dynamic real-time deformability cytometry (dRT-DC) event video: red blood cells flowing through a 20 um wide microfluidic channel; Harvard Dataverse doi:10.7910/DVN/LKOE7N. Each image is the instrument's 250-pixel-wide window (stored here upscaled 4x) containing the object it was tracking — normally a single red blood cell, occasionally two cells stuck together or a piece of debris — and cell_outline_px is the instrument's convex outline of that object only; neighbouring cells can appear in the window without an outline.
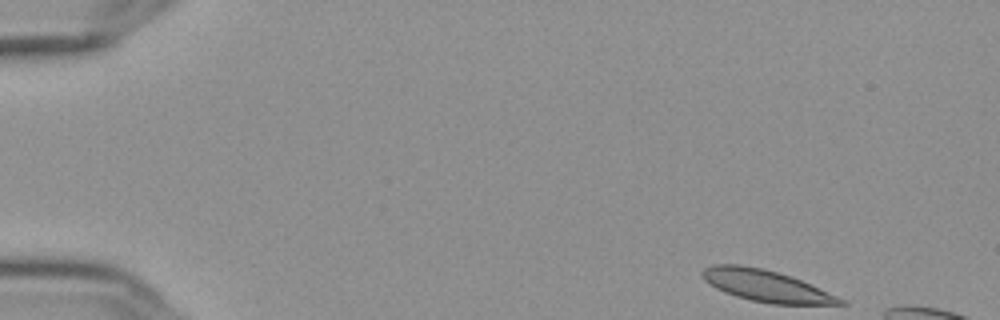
{"species": "Egyptian fruit bat (a non-hibernating species)", "species_latin": "Rousettus aegyptiacus", "temperature_condition": "cold", "stored_images_in_passage": 9, "camera_frame_rate_fps": 3000, "um_per_image_px": 0.085, "frame": {"image": 1, "passage_image": 1, "time_ms": 0.0, "image_size_px": [1000, 320], "cell_outline_px": [[848, 304], [772, 304], [752, 300], [736, 296], [724, 292], [716, 288], [704, 280], [700, 272], [704, 268], [716, 264], [736, 264], [764, 268], [800, 280], [836, 296], [844, 300]], "centroid_in_image_um": [65.05, 24.29], "position_along_channel_um": 19.9, "area_um2": 24.91}}